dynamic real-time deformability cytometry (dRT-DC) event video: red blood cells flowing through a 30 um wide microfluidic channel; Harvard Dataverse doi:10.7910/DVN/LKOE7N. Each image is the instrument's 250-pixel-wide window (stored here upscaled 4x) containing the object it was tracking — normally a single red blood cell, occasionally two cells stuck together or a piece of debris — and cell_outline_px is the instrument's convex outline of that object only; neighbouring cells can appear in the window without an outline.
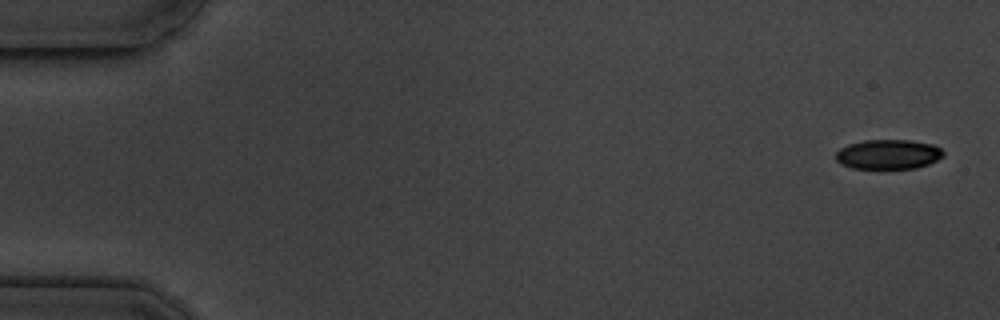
{"species": "common noctule bat (a hibernating species)", "species_latin": "Nyctalus noctula", "temperature_condition": "cold", "stored_images_in_passage": 17, "camera_frame_rate_fps": 3000, "um_per_image_px": 0.085, "animal": {"sex": "male", "body_mass_g": 19.5, "forearm_length_mm": 54.6}, "frame": {"image": 1, "passage_image": 1, "time_ms": 0.0, "image_size_px": [1000, 320], "cell_outline_px": [[944, 156], [928, 164], [916, 168], [852, 168], [840, 164], [836, 160], [836, 152], [840, 148], [848, 144], [864, 140], [912, 140], [932, 144], [940, 148], [944, 152]], "centroid_in_image_um": [75.49, 13.11], "position_along_channel_um": 9.5, "area_um2": 18.61}}
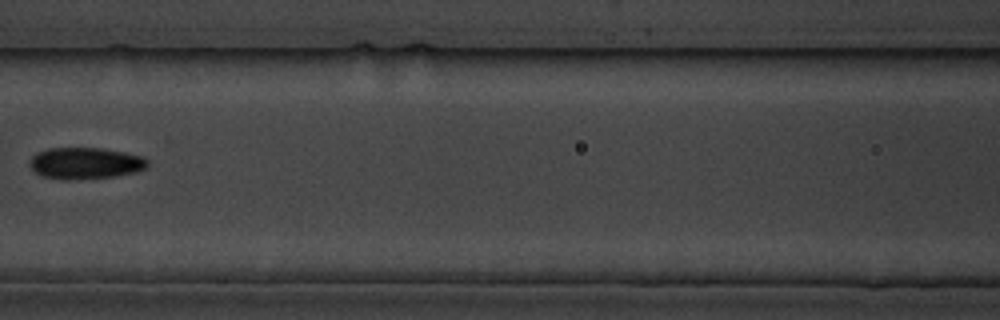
{"frame": {"image": 2, "passage_image": 8, "time_ms": 8.0, "image_size_px": [1000, 320], "cell_outline_px": [[148, 168], [136, 172], [116, 176], [72, 180], [60, 180], [44, 176], [36, 172], [28, 164], [32, 156], [36, 152], [48, 148], [100, 148], [124, 152], [144, 156], [148, 160]], "centroid_in_image_um": [7.27, 13.87], "position_along_channel_um": 159.3, "area_um2": 21.91}}
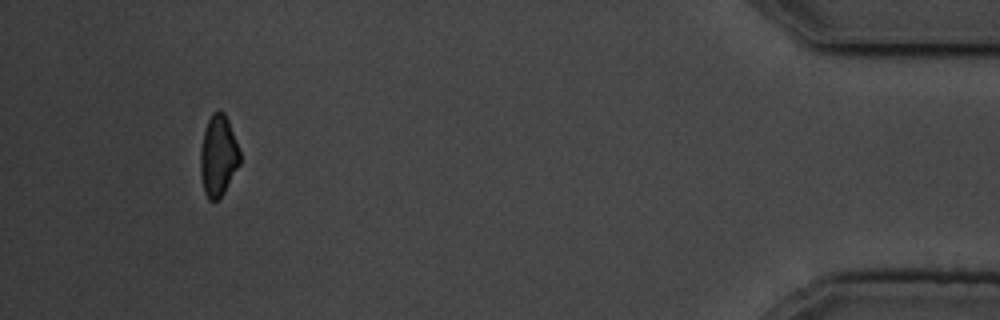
{"frame": {"image": 3, "passage_image": 16, "time_ms": 17.0, "image_size_px": [1000, 320], "cell_outline_px": [[240, 164], [224, 192], [216, 200], [208, 200], [204, 192], [200, 176], [200, 148], [204, 132], [208, 120], [212, 112], [224, 112], [228, 120], [240, 152]], "centroid_in_image_um": [18.54, 13.26], "position_along_channel_um": 416.7, "area_um2": 18.55}, "authors_computed_cell_mechanics": {"area_um2": 20.1722, "velocity_mm_per_s": 3.5936, "shape_relaxation_time_tau1_ms": 2.1975, "shape_relaxation_time_tau2_ms": 9.5442, "deformation_change_tau1": 0.0832, "deformation_change_tau2": 0.1516}}